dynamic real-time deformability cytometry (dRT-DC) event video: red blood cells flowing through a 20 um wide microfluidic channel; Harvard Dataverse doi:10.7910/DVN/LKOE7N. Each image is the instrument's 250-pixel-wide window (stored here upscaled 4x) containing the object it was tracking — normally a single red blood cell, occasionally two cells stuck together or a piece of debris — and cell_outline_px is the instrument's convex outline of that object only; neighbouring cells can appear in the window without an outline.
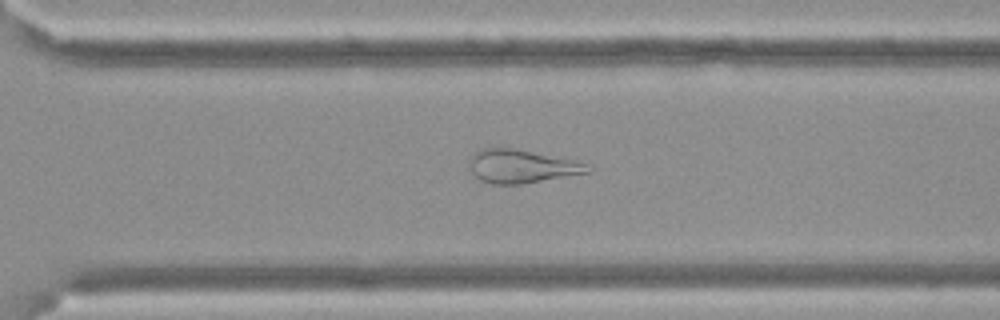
{"species": "Egyptian fruit bat (a non-hibernating species)", "species_latin": "Rousettus aegyptiacus", "temperature_condition": "cold", "stored_images_in_passage": 54, "camera_frame_rate_fps": 3000, "um_per_image_px": 0.085, "frame": {"image": 1, "passage_image": 37, "time_ms": 12.0, "image_size_px": [1000, 320], "cell_outline_px": [[592, 172], [520, 184], [492, 184], [480, 180], [468, 168], [468, 160], [472, 152], [480, 148], [512, 148], [588, 164], [592, 168]], "centroid_in_image_um": [44.25, 14.14], "position_along_channel_um": 326.4, "area_um2": 22.83}}
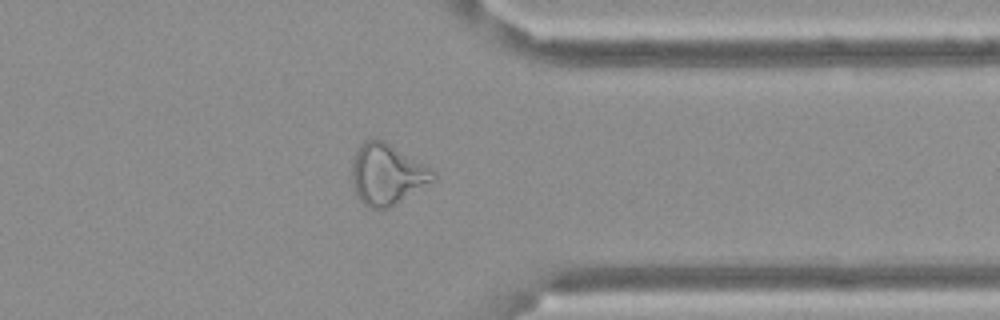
{"frame": {"image": 2, "passage_image": 42, "time_ms": 13.667, "image_size_px": [1000, 320], "cell_outline_px": [[436, 180], [396, 204], [388, 208], [368, 208], [356, 196], [352, 184], [352, 160], [356, 148], [364, 140], [372, 136], [384, 140], [432, 168], [436, 172]], "centroid_in_image_um": [32.89, 14.79], "position_along_channel_um": 378.5, "area_um2": 29.42}}
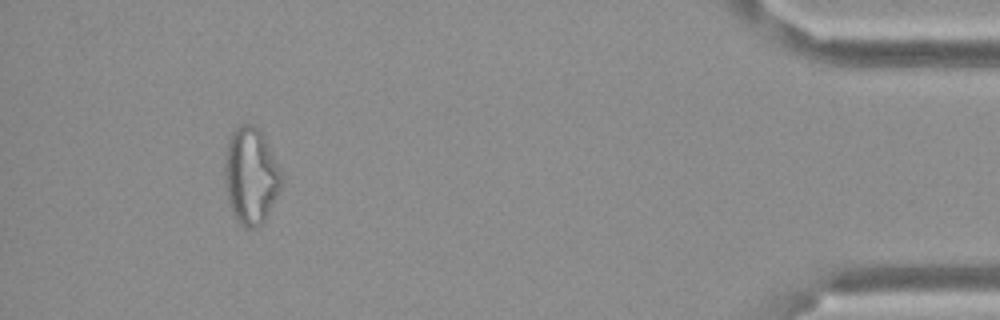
{"frame": {"image": 3, "passage_image": 50, "time_ms": 16.333, "image_size_px": [1000, 320], "cell_outline_px": [[284, 180], [264, 224], [256, 228], [248, 228], [240, 224], [232, 212], [224, 180], [224, 156], [228, 140], [232, 132], [236, 128], [244, 124], [256, 124], [264, 136], [284, 176]], "centroid_in_image_um": [21.34, 14.94], "position_along_channel_um": 413.9, "area_um2": 32.37}, "authors_computed_cell_mechanics": {"area_um2": 29.4491, "velocity_mm_per_s": 3.4224, "shape_relaxation_time_tau1_ms": null, "shape_relaxation_time_tau2_ms": 4.4901, "deformation_change_tau1": null, "deformation_change_tau2": 0.1657}}